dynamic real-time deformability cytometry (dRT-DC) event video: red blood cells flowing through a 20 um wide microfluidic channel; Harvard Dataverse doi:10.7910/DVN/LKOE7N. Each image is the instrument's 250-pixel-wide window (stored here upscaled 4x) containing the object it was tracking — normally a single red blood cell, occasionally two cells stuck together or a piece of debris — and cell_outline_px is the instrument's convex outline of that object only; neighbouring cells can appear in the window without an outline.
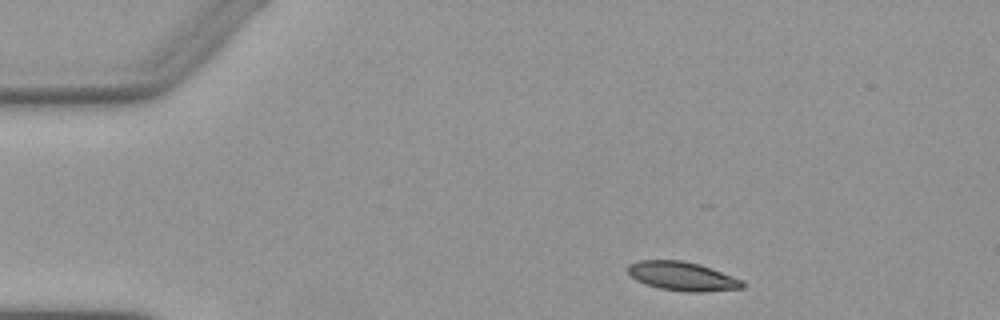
{"species": "Egyptian fruit bat (a non-hibernating species)", "species_latin": "Rousettus aegyptiacus", "temperature_condition": "warm", "stored_images_in_passage": 2, "camera_frame_rate_fps": 3000, "um_per_image_px": 0.085, "animal": {"sex": "female"}, "frame": {"image": 1, "passage_image": 1, "time_ms": 0.0, "image_size_px": [1000, 320], "cell_outline_px": [[744, 288], [704, 292], [684, 292], [660, 288], [644, 284], [636, 280], [628, 272], [628, 264], [636, 260], [684, 260], [700, 264], [744, 280]], "centroid_in_image_um": [58.01, 23.48], "position_along_channel_um": 27.0, "area_um2": 19.54}}